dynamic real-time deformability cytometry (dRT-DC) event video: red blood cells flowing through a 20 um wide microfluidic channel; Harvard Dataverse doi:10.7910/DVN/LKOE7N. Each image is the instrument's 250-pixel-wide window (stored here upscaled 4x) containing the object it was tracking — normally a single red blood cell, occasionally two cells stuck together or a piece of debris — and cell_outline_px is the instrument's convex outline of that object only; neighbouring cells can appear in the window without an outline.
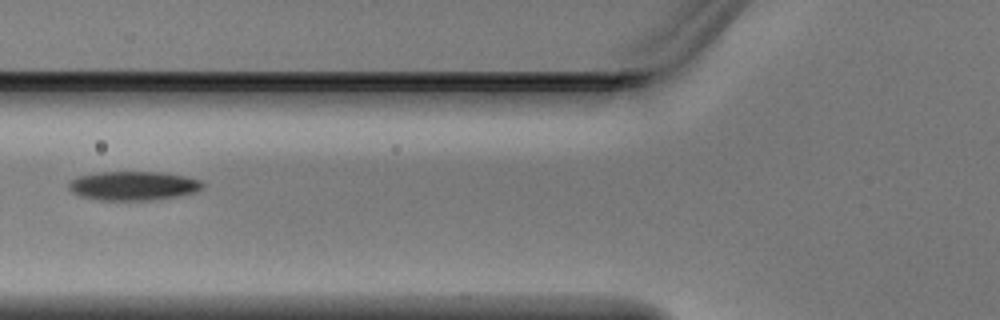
{"species": "Egyptian fruit bat (a non-hibernating species)", "species_latin": "Rousettus aegyptiacus", "temperature_condition": "warm", "stored_images_in_passage": 6, "camera_frame_rate_fps": 3000, "um_per_image_px": 0.085, "animal": {"sex": "male"}, "frame": {"image": 1, "passage_image": 5, "time_ms": 1.333, "image_size_px": [1000, 320], "cell_outline_px": [[204, 188], [196, 192], [180, 196], [152, 200], [100, 200], [80, 196], [72, 192], [68, 188], [68, 184], [72, 180], [80, 176], [96, 172], [160, 172], [184, 176], [200, 180], [204, 184]], "centroid_in_image_um": [11.36, 15.79], "position_along_channel_um": 114.4, "area_um2": 22.72}}
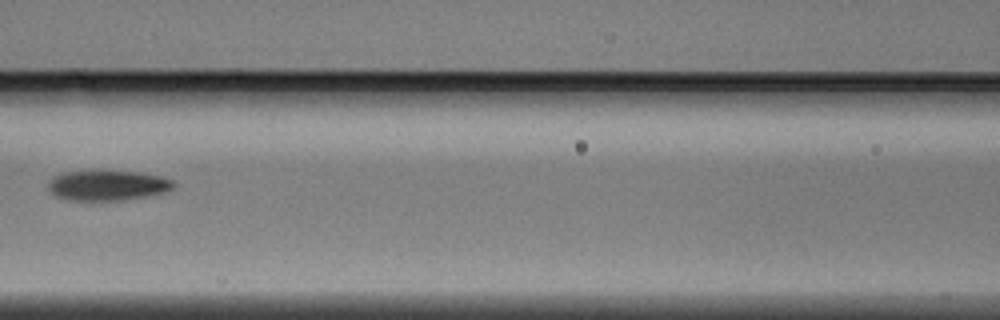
{"frame": {"image": 2, "passage_image": 6, "time_ms": 1.667, "image_size_px": [1000, 320], "cell_outline_px": [[176, 184], [172, 188], [164, 192], [148, 196], [124, 200], [68, 200], [56, 196], [48, 188], [48, 180], [52, 176], [64, 172], [136, 172], [160, 176], [172, 180]], "centroid_in_image_um": [9.12, 15.77], "position_along_channel_um": 157.5, "area_um2": 21.73}}